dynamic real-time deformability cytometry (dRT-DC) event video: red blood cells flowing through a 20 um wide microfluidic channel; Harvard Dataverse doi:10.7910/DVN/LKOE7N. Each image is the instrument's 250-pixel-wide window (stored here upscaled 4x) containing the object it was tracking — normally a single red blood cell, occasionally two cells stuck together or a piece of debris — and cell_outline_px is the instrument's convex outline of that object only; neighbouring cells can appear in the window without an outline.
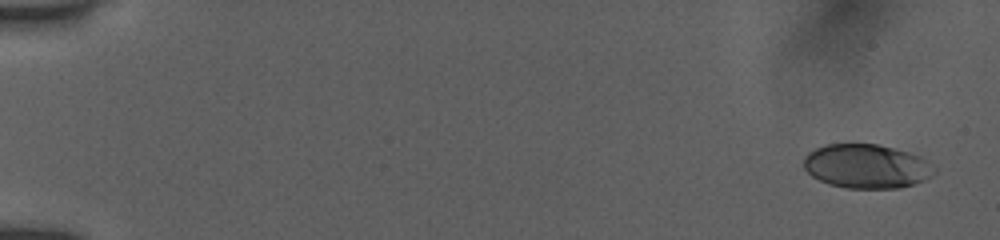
{"species": "human", "species_latin": "Homo sapiens", "temperature_condition": "room temperature", "stored_images_in_passage": 15, "camera_frame_rate_fps": 3000, "um_per_image_px": 0.085, "donor": {"sex": "female"}, "frame": {"image": 1, "passage_image": 1, "time_ms": 0.0, "image_size_px": [1000, 240], "cell_outline_px": [[936, 172], [932, 176], [924, 180], [900, 188], [848, 188], [828, 184], [812, 176], [804, 168], [804, 156], [808, 152], [816, 148], [828, 144], [876, 144], [908, 152], [920, 156], [936, 168]], "centroid_in_image_um": [73.66, 14.13], "position_along_channel_um": 11.3, "area_um2": 33.47}}
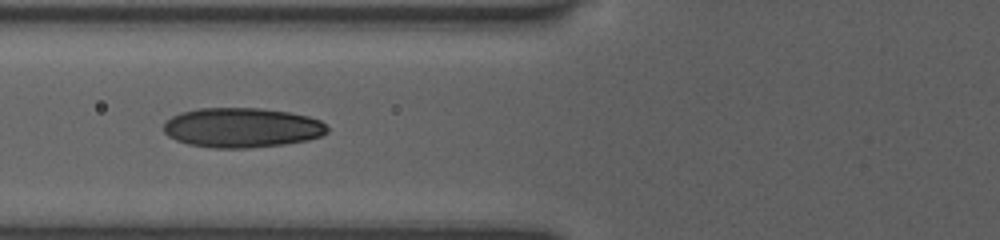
{"frame": {"image": 2, "passage_image": 13, "time_ms": 4.0, "image_size_px": [1000, 240], "cell_outline_px": [[328, 132], [320, 136], [308, 140], [284, 144], [248, 148], [212, 148], [188, 144], [176, 140], [168, 136], [164, 132], [164, 120], [180, 112], [200, 108], [260, 108], [288, 112], [308, 116], [320, 120], [328, 128]], "centroid_in_image_um": [20.54, 10.85], "position_along_channel_um": 105.3, "area_um2": 38.03}}
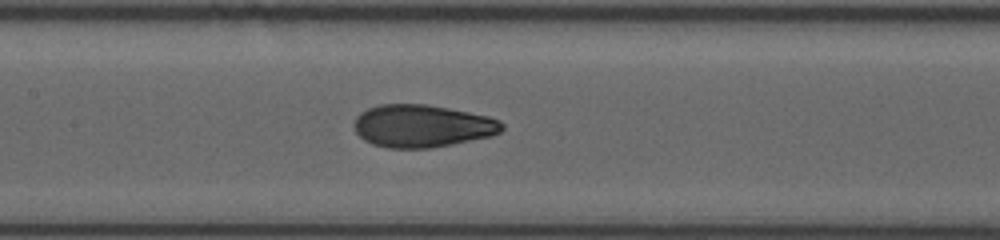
{"frame": {"image": 3, "passage_image": 15, "time_ms": 4.667, "image_size_px": [1000, 240], "cell_outline_px": [[504, 128], [500, 132], [492, 136], [432, 148], [388, 148], [372, 144], [364, 140], [356, 132], [352, 124], [356, 116], [360, 112], [368, 108], [380, 104], [428, 104], [488, 116], [500, 120], [504, 124]], "centroid_in_image_um": [35.87, 10.71], "position_along_channel_um": 171.5, "area_um2": 36.93}}